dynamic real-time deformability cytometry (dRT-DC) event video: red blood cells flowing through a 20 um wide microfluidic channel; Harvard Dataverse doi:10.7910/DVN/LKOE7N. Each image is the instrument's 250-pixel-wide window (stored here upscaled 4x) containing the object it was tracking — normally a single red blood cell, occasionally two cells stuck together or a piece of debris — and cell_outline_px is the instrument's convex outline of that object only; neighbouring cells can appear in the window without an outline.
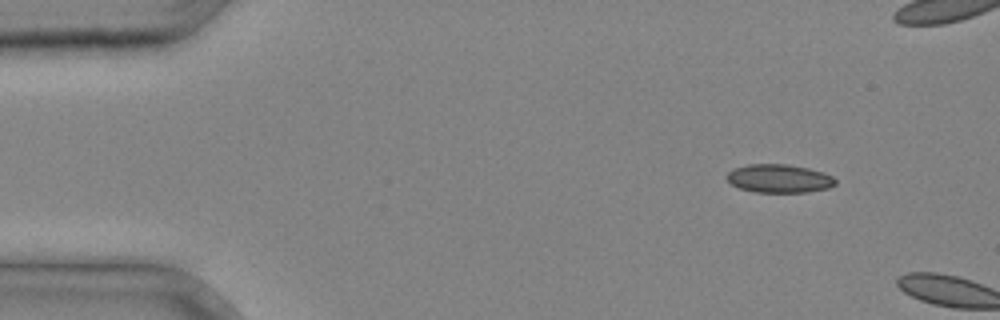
{"species": "common noctule bat (a hibernating species)", "species_latin": "Nyctalus noctula", "temperature_condition": "cold", "stored_images_in_passage": 3, "camera_frame_rate_fps": 3000, "um_per_image_px": 0.085, "animal": {"sex": "male", "body_mass_g": 20.4}, "frame": {"image": 1, "passage_image": 1, "time_ms": 0.0, "image_size_px": [1000, 320], "cell_outline_px": [[836, 184], [828, 188], [808, 192], [756, 192], [740, 188], [732, 184], [724, 176], [728, 172], [736, 168], [748, 164], [788, 164], [808, 168], [824, 172], [832, 176], [836, 180]], "centroid_in_image_um": [66.24, 15.17], "position_along_channel_um": 18.8, "area_um2": 17.98}}